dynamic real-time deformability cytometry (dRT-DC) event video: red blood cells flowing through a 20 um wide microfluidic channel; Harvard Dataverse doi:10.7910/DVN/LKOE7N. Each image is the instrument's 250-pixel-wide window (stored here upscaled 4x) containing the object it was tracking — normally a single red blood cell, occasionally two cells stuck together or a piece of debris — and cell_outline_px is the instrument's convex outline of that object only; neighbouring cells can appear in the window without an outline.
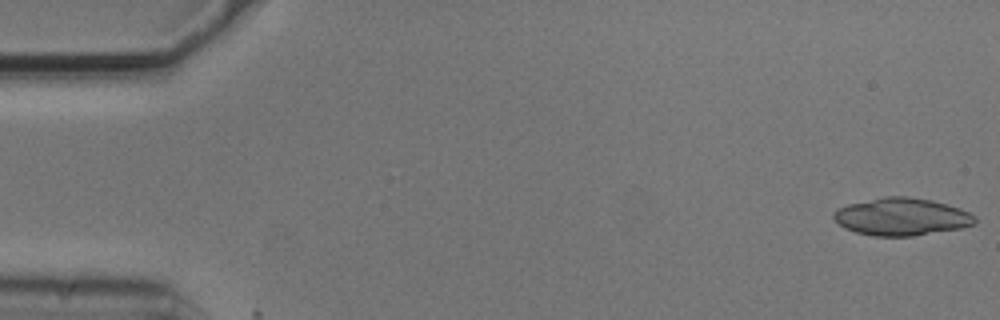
{"species": "common noctule bat (a hibernating species)", "species_latin": "Nyctalus noctula", "temperature_condition": "cold", "stored_images_in_passage": 6, "segment_of_instrument_passage": [1, 2], "camera_frame_rate_fps": 3000, "um_per_image_px": 0.085, "animal": {"sex": "male", "body_mass_g": 20.5, "forearm_length_mm": 52.5}, "frame": {"image": 1, "passage_image": 1, "time_ms": 0.0, "image_size_px": [1000, 320], "cell_outline_px": [[976, 224], [960, 228], [912, 236], [872, 236], [856, 232], [844, 228], [832, 216], [832, 212], [836, 208], [848, 204], [884, 196], [908, 196], [932, 200], [960, 208], [976, 216]], "centroid_in_image_um": [76.62, 18.42], "position_along_channel_um": 8.4, "area_um2": 30.98}}